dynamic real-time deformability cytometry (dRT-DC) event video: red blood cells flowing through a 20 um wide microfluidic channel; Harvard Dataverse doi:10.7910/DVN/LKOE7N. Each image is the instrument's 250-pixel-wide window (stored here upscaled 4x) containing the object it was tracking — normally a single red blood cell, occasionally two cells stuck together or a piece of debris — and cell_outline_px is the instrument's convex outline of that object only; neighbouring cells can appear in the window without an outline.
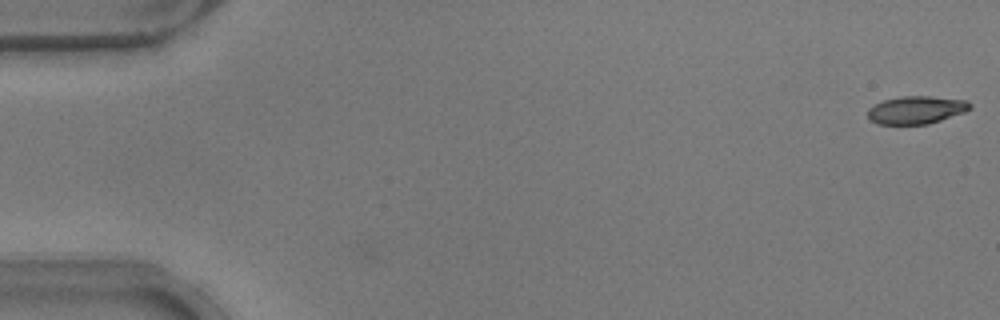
{"species": "common noctule bat (a hibernating species)", "species_latin": "Nyctalus noctula", "temperature_condition": "warm", "stored_images_in_passage": 3, "camera_frame_rate_fps": 3000, "um_per_image_px": 0.085, "animal": {"sex": "male", "body_mass_g": 17.9}, "frame": {"image": 1, "passage_image": 1, "time_ms": 0.0, "image_size_px": [1000, 320], "cell_outline_px": [[972, 108], [964, 112], [928, 124], [876, 124], [868, 116], [868, 108], [884, 100], [900, 96], [928, 96], [968, 100], [972, 104]], "centroid_in_image_um": [77.91, 9.34], "position_along_channel_um": 7.1, "area_um2": 16.53}}